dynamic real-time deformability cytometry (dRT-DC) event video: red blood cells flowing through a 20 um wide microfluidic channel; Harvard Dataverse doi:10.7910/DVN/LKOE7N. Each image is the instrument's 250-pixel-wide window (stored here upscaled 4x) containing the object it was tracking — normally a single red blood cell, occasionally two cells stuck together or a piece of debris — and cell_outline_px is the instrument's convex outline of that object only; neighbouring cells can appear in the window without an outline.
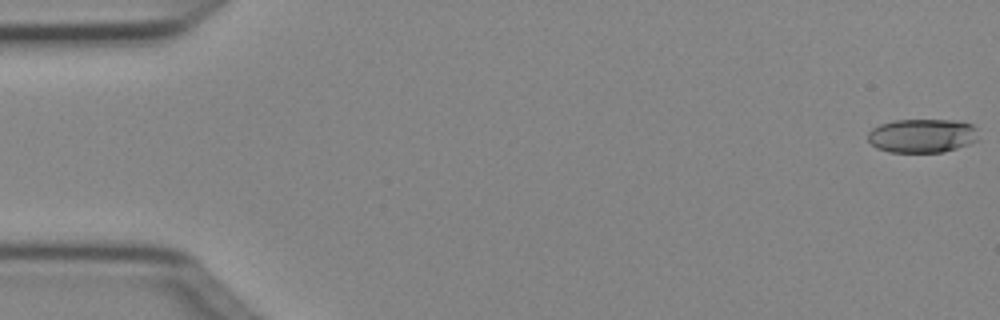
{"species": "Egyptian fruit bat (a non-hibernating species)", "species_latin": "Rousettus aegyptiacus", "temperature_condition": "cold", "stored_images_in_passage": 5, "camera_frame_rate_fps": 3000, "um_per_image_px": 0.085, "animal": {"sex": "female"}, "frame": {"image": 1, "passage_image": 1, "time_ms": 0.0, "image_size_px": [1000, 320], "cell_outline_px": [[980, 140], [944, 152], [888, 152], [876, 148], [868, 140], [868, 132], [872, 128], [880, 124], [892, 120], [956, 120], [972, 124], [976, 128]], "centroid_in_image_um": [78.39, 11.53], "position_along_channel_um": 6.6, "area_um2": 22.08}}
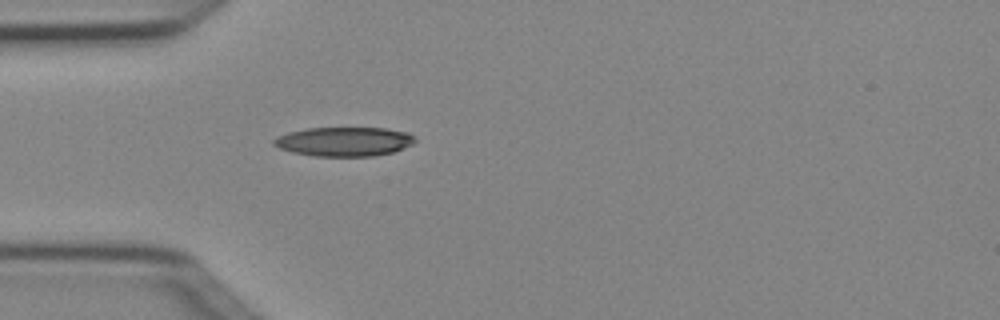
{"frame": {"image": 2, "passage_image": 5, "time_ms": 1.333, "image_size_px": [1000, 320], "cell_outline_px": [[416, 140], [412, 144], [404, 148], [392, 152], [372, 156], [312, 156], [292, 152], [280, 148], [272, 144], [272, 140], [276, 136], [288, 132], [308, 128], [384, 128], [408, 132]], "centroid_in_image_um": [29.22, 12.03], "position_along_channel_um": 55.8, "area_um2": 24.04}}